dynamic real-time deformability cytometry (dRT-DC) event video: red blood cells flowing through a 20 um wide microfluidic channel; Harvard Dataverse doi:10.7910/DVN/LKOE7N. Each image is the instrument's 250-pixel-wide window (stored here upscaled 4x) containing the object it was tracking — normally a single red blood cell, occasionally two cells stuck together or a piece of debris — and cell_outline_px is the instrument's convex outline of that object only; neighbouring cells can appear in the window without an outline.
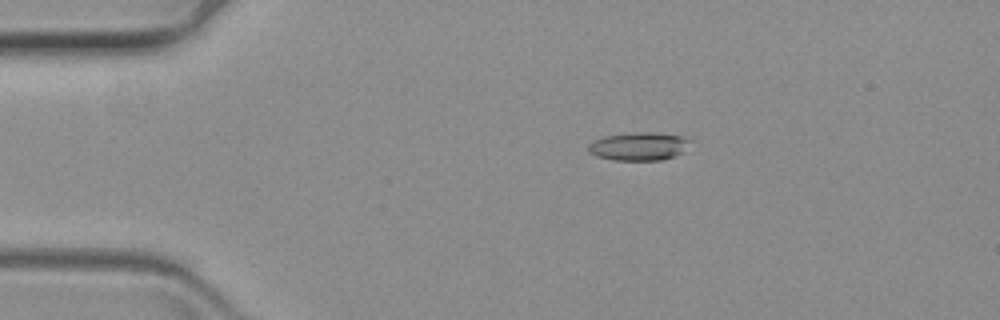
{"species": "common noctule bat (a hibernating species)", "species_latin": "Nyctalus noctula", "temperature_condition": "warm", "stored_images_in_passage": 62, "camera_frame_rate_fps": 3000, "um_per_image_px": 0.085, "animal": {"sex": "female", "body_mass_g": 19.3, "forearm_length_mm": 54.1}, "frame": {"image": 1, "passage_image": 12, "time_ms": 3.667, "image_size_px": [1000, 320], "cell_outline_px": [[688, 140], [680, 152], [672, 156], [660, 160], [616, 160], [596, 156], [588, 152], [588, 144], [604, 136], [636, 132], [652, 132], [680, 136]], "centroid_in_image_um": [54.19, 12.44], "position_along_channel_um": 30.8, "area_um2": 16.13}}
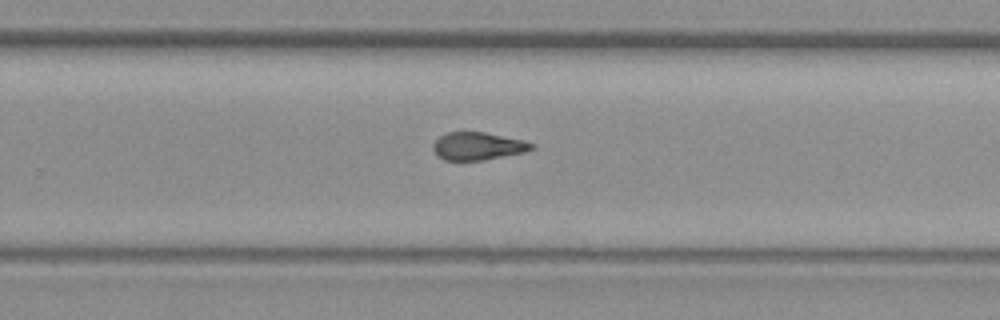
{"frame": {"image": 2, "passage_image": 40, "time_ms": 13.0, "image_size_px": [1000, 320], "cell_outline_px": [[536, 148], [524, 152], [484, 160], [444, 160], [436, 156], [432, 148], [432, 144], [440, 136], [448, 132], [484, 132], [524, 140], [536, 144]], "centroid_in_image_um": [40.62, 12.42], "position_along_channel_um": 289.2, "area_um2": 16.07}}
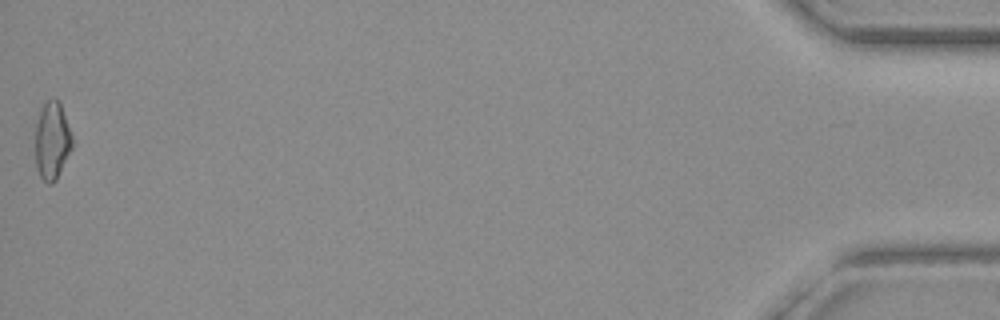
{"frame": {"image": 3, "passage_image": 62, "time_ms": 20.333, "image_size_px": [1000, 320], "cell_outline_px": [[72, 148], [56, 180], [52, 184], [48, 184], [40, 176], [36, 168], [36, 124], [40, 108], [44, 100], [60, 100], [72, 136]], "centroid_in_image_um": [4.42, 11.94], "position_along_channel_um": 430.8, "area_um2": 16.76}}